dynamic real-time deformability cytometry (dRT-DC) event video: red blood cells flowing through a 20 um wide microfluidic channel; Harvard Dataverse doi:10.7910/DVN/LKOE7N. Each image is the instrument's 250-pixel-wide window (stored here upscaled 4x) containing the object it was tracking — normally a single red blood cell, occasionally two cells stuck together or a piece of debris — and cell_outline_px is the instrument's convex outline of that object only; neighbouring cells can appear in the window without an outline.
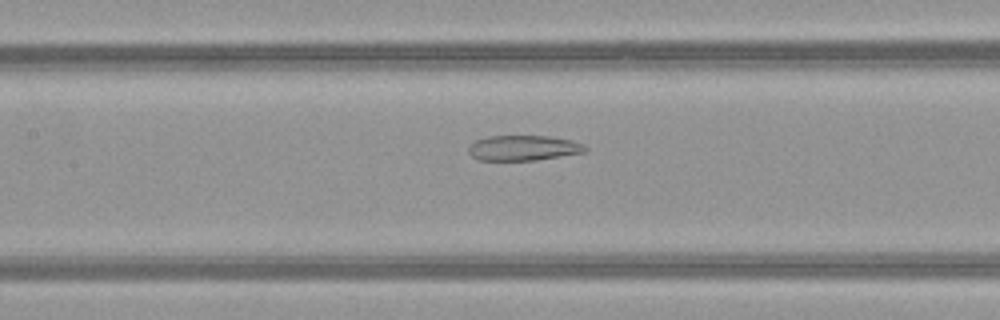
{"species": "common noctule bat (a hibernating species)", "species_latin": "Nyctalus noctula", "temperature_condition": "warm", "stored_images_in_passage": 36, "camera_frame_rate_fps": 3000, "um_per_image_px": 0.085, "animal": {"sex": "female", "body_mass_g": 21.9}, "frame": {"image": 1, "passage_image": 9, "time_ms": 2.667, "image_size_px": [1000, 320], "cell_outline_px": [[588, 148], [584, 152], [536, 160], [476, 160], [468, 152], [468, 144], [476, 140], [488, 136], [548, 136], [572, 140], [584, 144]], "centroid_in_image_um": [44.45, 12.57], "position_along_channel_um": 162.9, "area_um2": 17.22}}
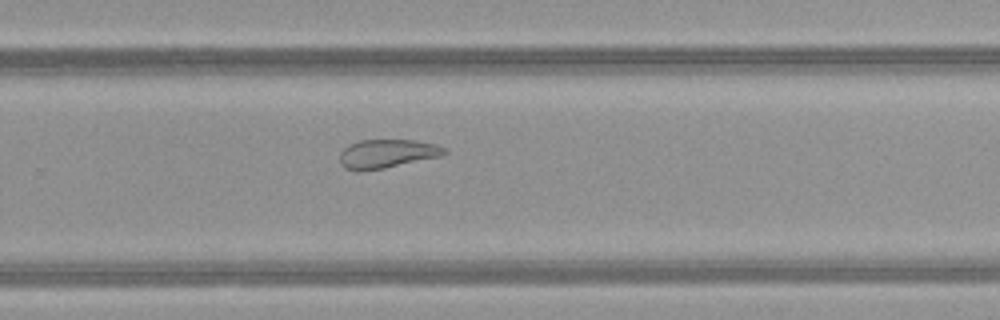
{"frame": {"image": 2, "passage_image": 19, "time_ms": 6.0, "image_size_px": [1000, 320], "cell_outline_px": [[448, 152], [444, 156], [384, 168], [360, 172], [356, 172], [344, 168], [340, 164], [340, 152], [348, 144], [360, 140], [416, 140], [436, 144], [448, 148]], "centroid_in_image_um": [32.92, 13.07], "position_along_channel_um": 296.9, "area_um2": 17.98}}
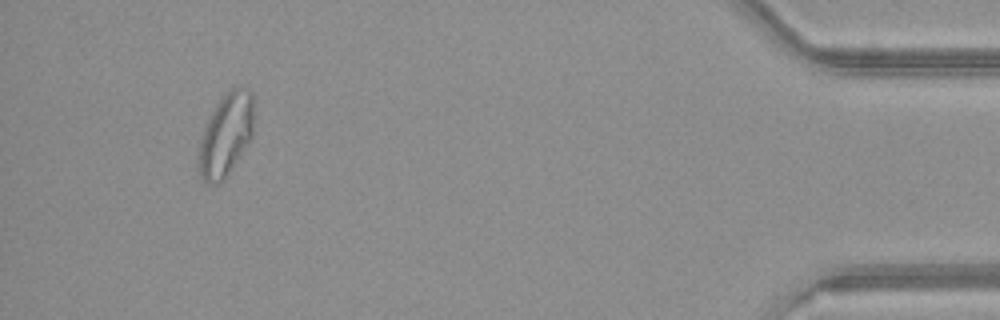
{"frame": {"image": 3, "passage_image": 33, "time_ms": 10.667, "image_size_px": [1000, 320], "cell_outline_px": [[252, 136], [224, 180], [216, 184], [208, 184], [200, 176], [196, 164], [200, 140], [204, 128], [216, 104], [232, 88], [240, 84], [248, 88], [252, 92]], "centroid_in_image_um": [19.17, 11.47], "position_along_channel_um": 416.0, "area_um2": 26.47}, "authors_computed_cell_mechanics": {"area_um2": 19.9121, "velocity_mm_per_s": 4.0426, "shape_relaxation_time_tau1_ms": null, "shape_relaxation_time_tau2_ms": 2.5998, "deformation_change_tau1": null, "deformation_change_tau2": 0.1049}}